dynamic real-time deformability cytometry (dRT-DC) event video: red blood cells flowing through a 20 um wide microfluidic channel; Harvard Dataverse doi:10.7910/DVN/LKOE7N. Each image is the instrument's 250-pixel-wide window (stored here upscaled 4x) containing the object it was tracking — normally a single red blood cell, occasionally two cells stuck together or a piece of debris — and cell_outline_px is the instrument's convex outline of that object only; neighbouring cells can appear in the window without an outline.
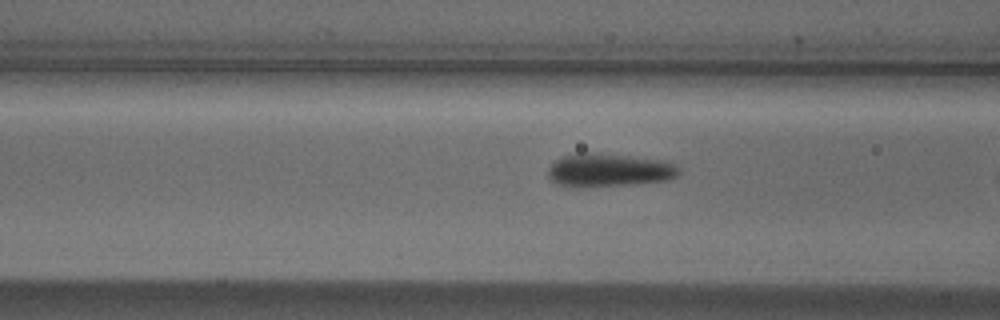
{"species": "Egyptian fruit bat (a non-hibernating species)", "species_latin": "Rousettus aegyptiacus", "temperature_condition": "cold", "stored_images_in_passage": 8, "camera_frame_rate_fps": 3000, "um_per_image_px": 0.085, "animal": {"sex": "male"}, "frame": {"image": 1, "passage_image": 6, "time_ms": 1.667, "image_size_px": [1000, 320], "cell_outline_px": [[680, 172], [676, 176], [668, 180], [636, 184], [560, 184], [552, 180], [548, 176], [548, 168], [556, 160], [564, 156], [584, 152], [588, 152], [628, 156], [660, 160], [676, 164], [680, 168]], "centroid_in_image_um": [51.84, 14.42], "position_along_channel_um": 114.8, "area_um2": 24.28}}